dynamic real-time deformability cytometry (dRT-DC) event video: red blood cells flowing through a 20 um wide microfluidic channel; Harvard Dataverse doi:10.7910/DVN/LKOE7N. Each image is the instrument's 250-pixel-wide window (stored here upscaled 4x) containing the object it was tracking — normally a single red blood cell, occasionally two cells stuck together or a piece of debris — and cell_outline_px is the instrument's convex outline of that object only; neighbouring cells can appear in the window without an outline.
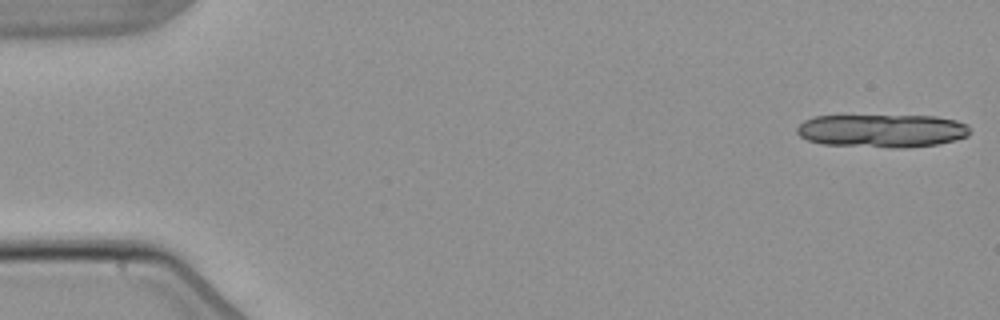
{"species": "common noctule bat (a hibernating species)", "species_latin": "Nyctalus noctula", "temperature_condition": "warm", "stored_images_in_passage": 7, "camera_frame_rate_fps": 3000, "um_per_image_px": 0.085, "animal": {"sex": "male", "body_mass_g": 21.5, "forearm_length_mm": 52.0}, "frame": {"image": 1, "passage_image": 1, "time_ms": 0.0, "image_size_px": [1000, 320], "cell_outline_px": [[968, 136], [936, 144], [900, 148], [892, 148], [820, 144], [808, 140], [800, 136], [796, 132], [796, 128], [804, 120], [812, 116], [936, 116], [956, 120], [968, 124]], "centroid_in_image_um": [74.93, 11.11], "position_along_channel_um": 10.1, "area_um2": 33.47}}